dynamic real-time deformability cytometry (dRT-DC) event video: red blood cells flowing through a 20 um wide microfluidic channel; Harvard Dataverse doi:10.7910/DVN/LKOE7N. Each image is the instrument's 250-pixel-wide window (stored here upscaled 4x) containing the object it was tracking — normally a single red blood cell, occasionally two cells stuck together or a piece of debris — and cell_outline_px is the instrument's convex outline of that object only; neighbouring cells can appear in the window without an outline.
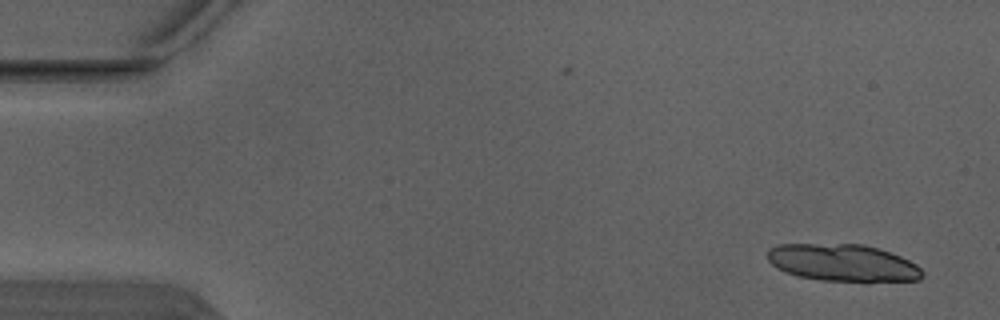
{"species": "Egyptian fruit bat (a non-hibernating species)", "species_latin": "Rousettus aegyptiacus", "temperature_condition": "warm", "stored_images_in_passage": 5, "camera_frame_rate_fps": 3000, "um_per_image_px": 0.085, "animal": {"sex": "male"}, "frame": {"image": 1, "passage_image": 1, "time_ms": 0.0, "image_size_px": [1000, 320], "cell_outline_px": [[924, 276], [920, 280], [868, 284], [820, 280], [800, 276], [784, 272], [776, 268], [768, 260], [768, 248], [776, 244], [864, 244], [900, 256], [916, 264], [924, 272]], "centroid_in_image_um": [71.69, 22.38], "position_along_channel_um": 13.3, "area_um2": 34.56}}